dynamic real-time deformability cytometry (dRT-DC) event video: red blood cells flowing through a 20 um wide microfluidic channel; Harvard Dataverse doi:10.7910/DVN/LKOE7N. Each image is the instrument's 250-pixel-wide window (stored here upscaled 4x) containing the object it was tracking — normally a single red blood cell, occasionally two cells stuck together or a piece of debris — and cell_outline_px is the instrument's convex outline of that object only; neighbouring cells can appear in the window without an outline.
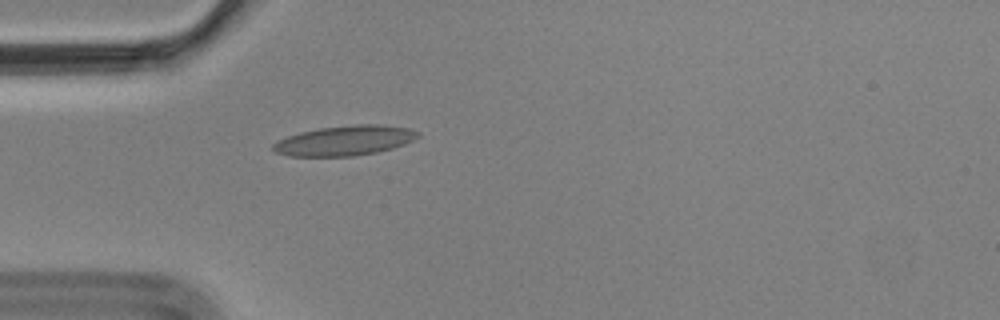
{"species": "Egyptian fruit bat (a non-hibernating species)", "species_latin": "Rousettus aegyptiacus", "temperature_condition": "cold", "stored_images_in_passage": 2, "camera_frame_rate_fps": 3000, "um_per_image_px": 0.085, "animal": {"sex": "male"}, "frame": {"image": 1, "passage_image": 2, "time_ms": 0.333, "image_size_px": [1000, 320], "cell_outline_px": [[420, 136], [404, 144], [392, 148], [376, 152], [352, 156], [288, 156], [276, 152], [272, 148], [272, 144], [276, 140], [300, 132], [320, 128], [356, 124], [380, 124], [408, 128], [420, 132]], "centroid_in_image_um": [29.29, 11.94], "position_along_channel_um": 55.7, "area_um2": 25.2}}